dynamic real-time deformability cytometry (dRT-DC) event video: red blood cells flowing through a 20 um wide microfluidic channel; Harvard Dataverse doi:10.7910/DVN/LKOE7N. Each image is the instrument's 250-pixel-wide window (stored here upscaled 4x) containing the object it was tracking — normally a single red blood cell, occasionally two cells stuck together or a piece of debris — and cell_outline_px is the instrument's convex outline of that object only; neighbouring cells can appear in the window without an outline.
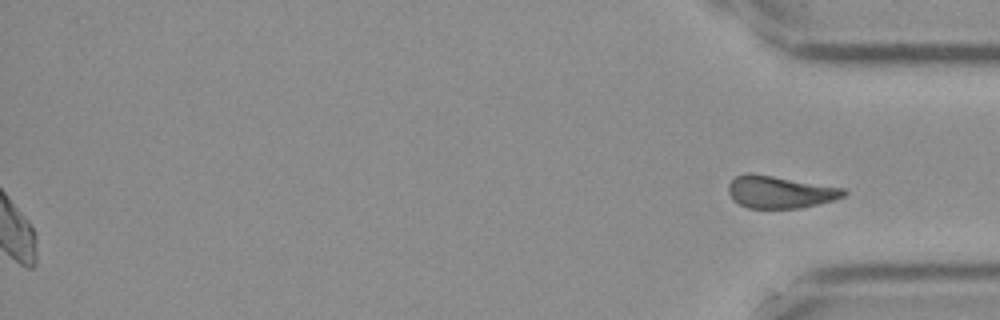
{"species": "Egyptian fruit bat (a non-hibernating species)", "species_latin": "Rousettus aegyptiacus", "temperature_condition": "cold", "stored_images_in_passage": 43, "segment_of_instrument_passage": [2, 2], "camera_frame_rate_fps": 3000, "um_per_image_px": 0.085, "frame": {"image": 1, "passage_image": 43, "time_ms": 14.0, "image_size_px": [1000, 320], "cell_outline_px": [[848, 192], [844, 196], [836, 200], [800, 208], [748, 208], [732, 200], [728, 192], [728, 184], [736, 176], [748, 172], [752, 172], [844, 188]], "centroid_in_image_um": [66.29, 16.31], "position_along_channel_um": 368.9, "area_um2": 21.91}}